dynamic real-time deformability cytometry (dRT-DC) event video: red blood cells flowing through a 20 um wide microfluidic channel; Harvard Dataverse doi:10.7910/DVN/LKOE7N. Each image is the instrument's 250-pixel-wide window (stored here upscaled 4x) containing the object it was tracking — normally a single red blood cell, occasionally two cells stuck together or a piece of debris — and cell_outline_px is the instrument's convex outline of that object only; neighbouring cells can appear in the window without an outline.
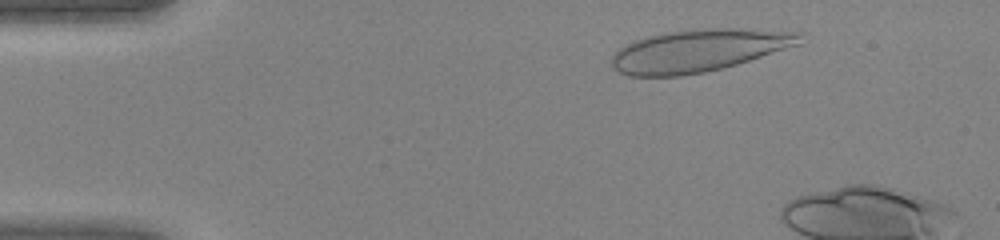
{"species": "human", "species_latin": "Homo sapiens", "temperature_condition": "warm", "stored_images_in_passage": 10, "camera_frame_rate_fps": 3000, "um_per_image_px": 0.085, "donor": {"sex": "female"}, "frame": {"image": 1, "passage_image": 5, "time_ms": 1.333, "image_size_px": [1000, 240], "cell_outline_px": [[804, 32], [800, 44], [736, 64], [704, 72], [680, 76], [628, 76], [612, 68], [612, 56], [624, 44], [648, 36], [664, 32], [692, 28], [740, 28]], "centroid_in_image_um": [59.38, 4.28], "position_along_channel_um": 25.6, "area_um2": 46.64}}